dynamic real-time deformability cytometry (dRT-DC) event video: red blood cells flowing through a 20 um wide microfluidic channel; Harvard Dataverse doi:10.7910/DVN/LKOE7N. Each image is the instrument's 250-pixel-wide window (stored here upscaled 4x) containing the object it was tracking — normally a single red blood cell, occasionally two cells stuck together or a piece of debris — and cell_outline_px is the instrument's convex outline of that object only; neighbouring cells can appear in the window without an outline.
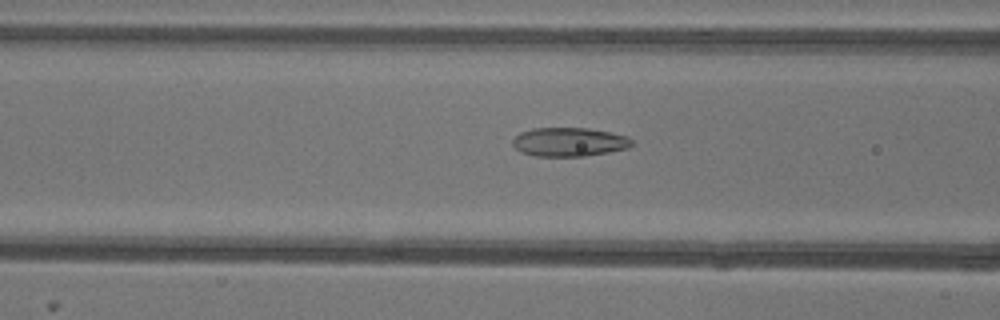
{"species": "common noctule bat (a hibernating species)", "species_latin": "Nyctalus noctula", "temperature_condition": "warm", "stored_images_in_passage": 47, "camera_frame_rate_fps": 3000, "um_per_image_px": 0.085, "animal": {"sex": "female"}, "frame": {"image": 1, "passage_image": 15, "time_ms": 4.667, "image_size_px": [1000, 320], "cell_outline_px": [[632, 144], [628, 148], [608, 152], [584, 156], [536, 156], [520, 152], [512, 144], [512, 140], [520, 132], [532, 128], [588, 128], [628, 136], [632, 140]], "centroid_in_image_um": [48.36, 12.06], "position_along_channel_um": 118.2, "area_um2": 20.0}}
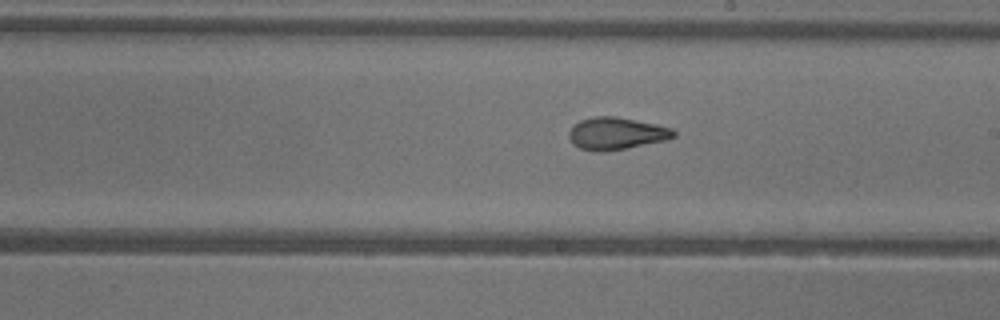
{"frame": {"image": 2, "passage_image": 24, "time_ms": 7.667, "image_size_px": [1000, 320], "cell_outline_px": [[676, 136], [668, 140], [628, 148], [580, 148], [572, 144], [568, 136], [568, 132], [572, 124], [580, 120], [592, 116], [616, 116], [656, 124], [672, 128], [676, 132]], "centroid_in_image_um": [52.42, 11.29], "position_along_channel_um": 236.6, "area_um2": 19.31}}
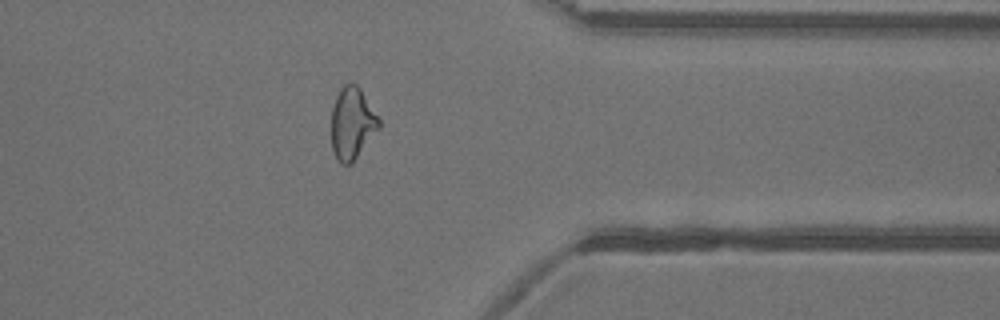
{"frame": {"image": 3, "passage_image": 36, "time_ms": 11.667, "image_size_px": [1000, 320], "cell_outline_px": [[380, 128], [352, 164], [340, 164], [336, 160], [332, 148], [332, 108], [336, 96], [340, 88], [344, 84], [356, 84], [360, 88], [380, 120]], "centroid_in_image_um": [29.93, 10.52], "position_along_channel_um": 381.5, "area_um2": 20.0}, "authors_computed_cell_mechanics": {"area_um2": 20.3456, "velocity_mm_per_s": 3.9436, "shape_relaxation_time_tau1_ms": 10.5264, "shape_relaxation_time_tau2_ms": 1.4902, "deformation_change_tau1": 0.2498, "deformation_change_tau2": 0.0802}}